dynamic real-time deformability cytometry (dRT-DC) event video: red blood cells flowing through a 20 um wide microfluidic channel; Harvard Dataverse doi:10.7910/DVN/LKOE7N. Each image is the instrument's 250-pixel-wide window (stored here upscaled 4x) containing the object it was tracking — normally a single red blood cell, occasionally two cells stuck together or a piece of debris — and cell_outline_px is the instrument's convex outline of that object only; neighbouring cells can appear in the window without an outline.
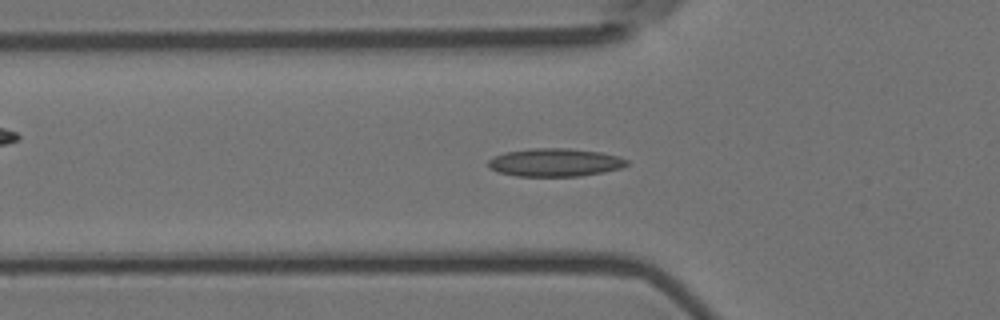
{"species": "Egyptian fruit bat (a non-hibernating species)", "species_latin": "Rousettus aegyptiacus", "temperature_condition": "room temperature", "stored_images_in_passage": 55, "camera_frame_rate_fps": 3000, "um_per_image_px": 0.085, "animal": {"sex": "female"}, "frame": {"image": 1, "passage_image": 18, "time_ms": 5.667, "image_size_px": [1000, 320], "cell_outline_px": [[628, 164], [620, 168], [604, 172], [580, 176], [516, 176], [500, 172], [488, 168], [488, 160], [492, 156], [504, 152], [528, 148], [568, 148], [600, 152], [620, 156], [628, 160]], "centroid_in_image_um": [47.15, 13.8], "position_along_channel_um": 78.6, "area_um2": 22.89}}
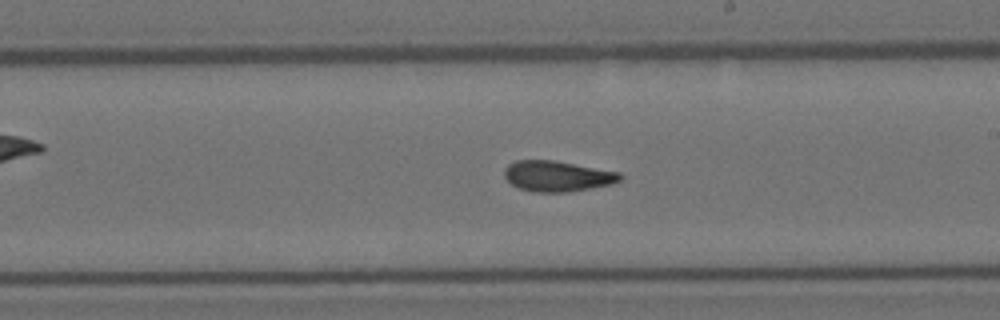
{"frame": {"image": 2, "passage_image": 31, "time_ms": 10.0, "image_size_px": [1000, 320], "cell_outline_px": [[624, 176], [620, 180], [612, 184], [564, 192], [532, 192], [520, 188], [512, 184], [504, 176], [504, 168], [508, 164], [516, 160], [552, 160], [620, 172]], "centroid_in_image_um": [47.36, 14.96], "position_along_channel_um": 241.6, "area_um2": 20.52}}
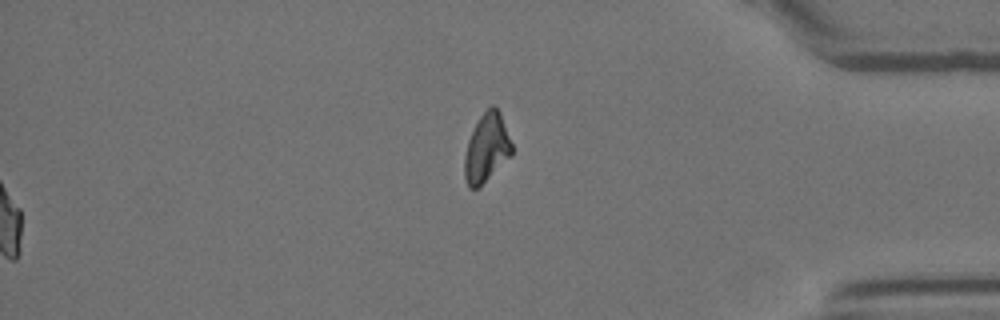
{"frame": {"image": 3, "passage_image": 55, "time_ms": 18.0, "image_size_px": [1000, 320], "cell_outline_px": [[512, 156], [480, 188], [468, 188], [464, 176], [464, 156], [468, 140], [480, 116], [492, 104], [500, 112], [512, 144]], "centroid_in_image_um": [41.36, 12.64], "position_along_channel_um": 393.8, "area_um2": 19.07}, "authors_computed_cell_mechanics": {"area_um2": 20.5768, "velocity_mm_per_s": 3.7456, "shape_relaxation_time_tau1_ms": 9.3182, "shape_relaxation_time_tau2_ms": 2.1685, "deformation_change_tau1": 0.2252, "deformation_change_tau2": 0.0904}}